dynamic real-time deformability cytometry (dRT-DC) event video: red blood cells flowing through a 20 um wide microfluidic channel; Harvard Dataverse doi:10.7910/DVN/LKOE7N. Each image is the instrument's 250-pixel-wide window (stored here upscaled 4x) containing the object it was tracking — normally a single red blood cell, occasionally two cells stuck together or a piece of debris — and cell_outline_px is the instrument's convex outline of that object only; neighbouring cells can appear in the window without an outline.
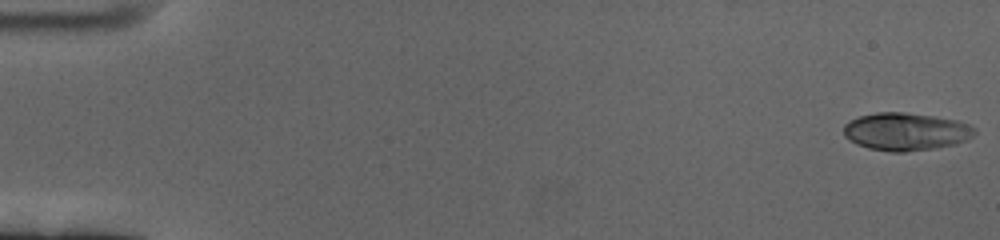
{"species": "human", "species_latin": "Homo sapiens", "temperature_condition": "cold", "stored_images_in_passage": 60, "camera_frame_rate_fps": 3000, "um_per_image_px": 0.085, "donor": {"sex": "female"}, "frame": {"image": 1, "passage_image": 1, "time_ms": 0.0, "image_size_px": [1000, 240], "cell_outline_px": [[976, 132], [968, 140], [956, 144], [932, 148], [904, 152], [892, 152], [868, 148], [856, 144], [848, 140], [844, 136], [844, 124], [860, 116], [876, 112], [904, 112], [932, 116], [956, 120], [968, 124], [976, 128]], "centroid_in_image_um": [76.99, 11.19], "position_along_channel_um": 8.0, "area_um2": 28.78}}
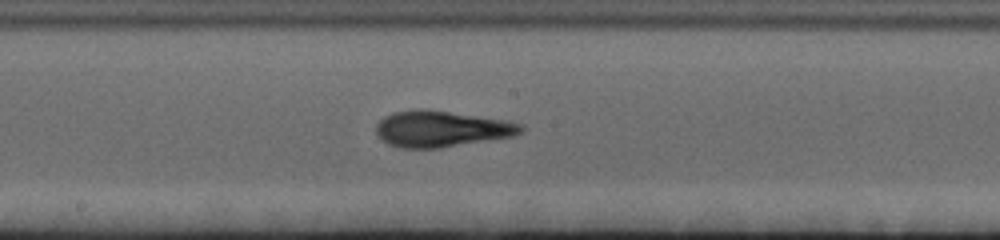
{"frame": {"image": 2, "passage_image": 33, "time_ms": 10.667, "image_size_px": [1000, 240], "cell_outline_px": [[524, 128], [520, 132], [512, 136], [440, 148], [400, 148], [388, 144], [376, 132], [376, 124], [384, 116], [392, 112], [416, 108], [428, 108], [508, 120], [524, 124]], "centroid_in_image_um": [37.51, 10.93], "position_along_channel_um": 210.7, "area_um2": 30.81}}
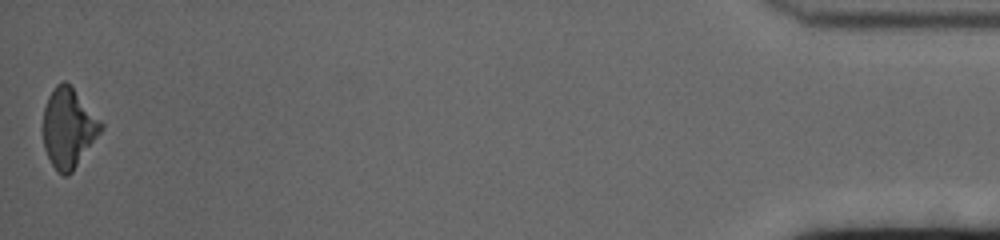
{"frame": {"image": 3, "passage_image": 60, "time_ms": 19.667, "image_size_px": [1000, 240], "cell_outline_px": [[104, 128], [72, 172], [68, 176], [64, 176], [56, 172], [44, 148], [44, 108], [48, 96], [56, 84], [64, 80], [72, 88], [104, 124]], "centroid_in_image_um": [5.82, 10.91], "position_along_channel_um": 429.4, "area_um2": 26.47}, "authors_computed_cell_mechanics": {"area_um2": 28.1197, "velocity_mm_per_s": 3.3932, "shape_relaxation_time_tau1_ms": 3.3688, "shape_relaxation_time_tau2_ms": 1.9736, "deformation_change_tau1": 0.1647, "deformation_change_tau2": 0.0897}}